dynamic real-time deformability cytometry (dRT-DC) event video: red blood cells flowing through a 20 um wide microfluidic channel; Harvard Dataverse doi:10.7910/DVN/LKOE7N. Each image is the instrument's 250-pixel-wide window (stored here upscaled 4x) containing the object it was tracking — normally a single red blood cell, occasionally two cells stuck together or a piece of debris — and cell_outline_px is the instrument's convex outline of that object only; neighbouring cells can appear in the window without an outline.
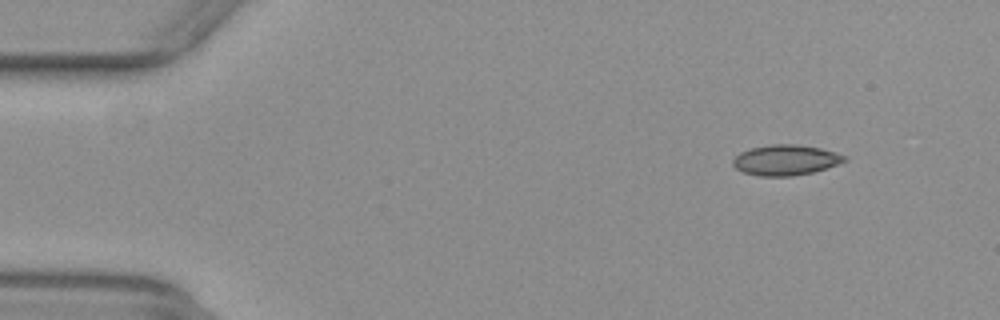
{"species": "common noctule bat (a hibernating species)", "species_latin": "Nyctalus noctula", "temperature_condition": "warm", "stored_images_in_passage": 48, "camera_frame_rate_fps": 3000, "um_per_image_px": 0.085, "animal": {"sex": "female", "body_mass_g": 29.2, "forearm_length_mm": 56.3}, "frame": {"image": 1, "passage_image": 6, "time_ms": 1.667, "image_size_px": [1000, 320], "cell_outline_px": [[848, 160], [812, 172], [792, 176], [760, 176], [744, 172], [736, 168], [732, 164], [732, 160], [740, 152], [752, 148], [772, 144], [796, 144], [820, 148], [848, 156]], "centroid_in_image_um": [66.77, 13.6], "position_along_channel_um": 18.2, "area_um2": 19.59}}
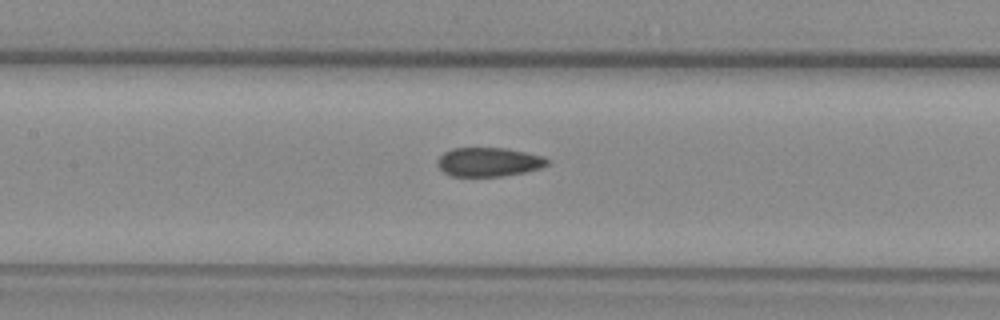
{"frame": {"image": 2, "passage_image": 25, "time_ms": 8.0, "image_size_px": [1000, 320], "cell_outline_px": [[548, 164], [540, 168], [528, 172], [504, 176], [452, 176], [444, 172], [436, 164], [436, 160], [444, 152], [452, 148], [508, 148], [540, 156], [548, 160]], "centroid_in_image_um": [41.51, 13.77], "position_along_channel_um": 165.9, "area_um2": 18.55}}
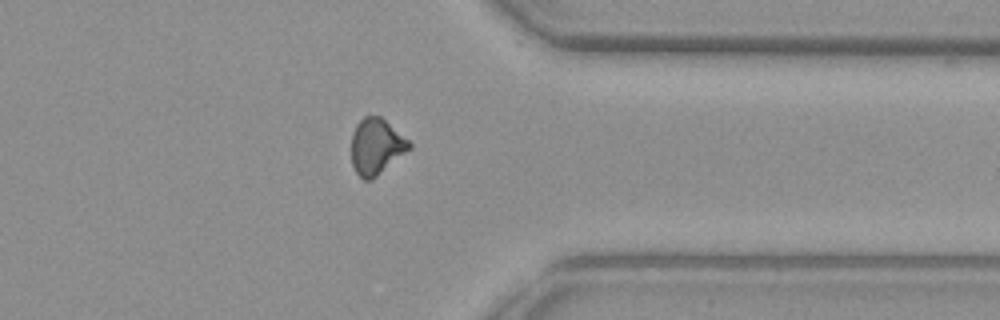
{"frame": {"image": 3, "passage_image": 42, "time_ms": 13.667, "image_size_px": [1000, 320], "cell_outline_px": [[412, 148], [372, 180], [364, 180], [356, 172], [352, 164], [352, 132], [356, 124], [364, 116], [380, 116], [408, 140], [412, 144]], "centroid_in_image_um": [31.98, 12.46], "position_along_channel_um": 379.4, "area_um2": 18.79}, "authors_computed_cell_mechanics": {"area_um2": 19.2763, "velocity_mm_per_s": 3.9114, "shape_relaxation_time_tau1_ms": null, "shape_relaxation_time_tau2_ms": 2.4989, "deformation_change_tau1": null, "deformation_change_tau2": 0.0925}}